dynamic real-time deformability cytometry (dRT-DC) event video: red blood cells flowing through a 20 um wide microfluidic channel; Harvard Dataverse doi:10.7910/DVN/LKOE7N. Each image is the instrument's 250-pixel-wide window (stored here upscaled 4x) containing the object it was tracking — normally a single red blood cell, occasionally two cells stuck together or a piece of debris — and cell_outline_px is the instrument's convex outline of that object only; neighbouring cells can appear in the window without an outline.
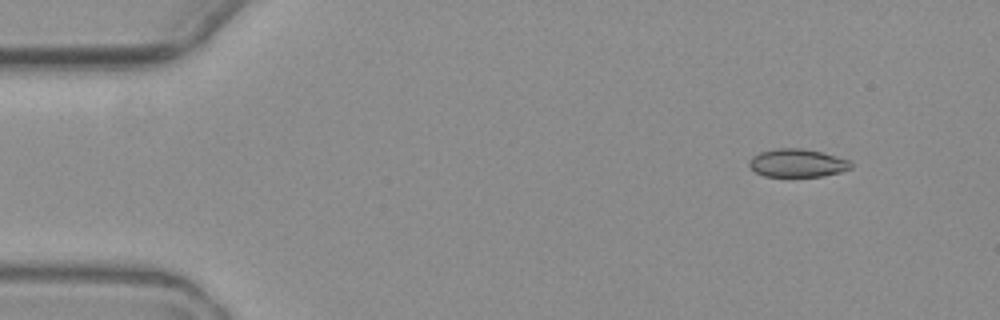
{"species": "common noctule bat (a hibernating species)", "species_latin": "Nyctalus noctula", "temperature_condition": "warm", "stored_images_in_passage": 4, "camera_frame_rate_fps": 3000, "um_per_image_px": 0.085, "animal": {"sex": "female", "body_mass_g": 19.3, "forearm_length_mm": 54.1}, "frame": {"image": 1, "passage_image": 1, "time_ms": 0.0, "image_size_px": [1000, 320], "cell_outline_px": [[852, 168], [840, 172], [820, 176], [764, 176], [756, 172], [748, 164], [748, 160], [752, 156], [760, 152], [776, 148], [800, 148], [820, 152], [848, 160], [852, 164]], "centroid_in_image_um": [67.73, 13.85], "position_along_channel_um": 17.3, "area_um2": 16.47}}
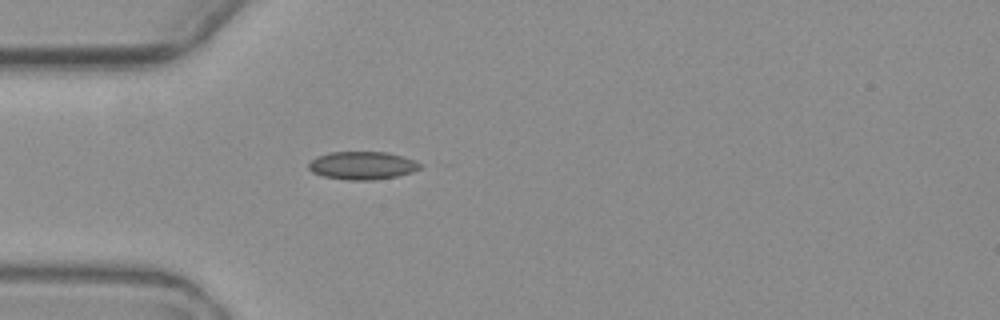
{"frame": {"image": 2, "passage_image": 4, "time_ms": 3.667, "image_size_px": [1000, 320], "cell_outline_px": [[424, 164], [420, 168], [412, 172], [396, 176], [372, 180], [348, 180], [324, 176], [312, 172], [308, 168], [308, 164], [316, 156], [332, 152], [388, 152]], "centroid_in_image_um": [30.78, 14.06], "position_along_channel_um": 54.2, "area_um2": 18.03}}